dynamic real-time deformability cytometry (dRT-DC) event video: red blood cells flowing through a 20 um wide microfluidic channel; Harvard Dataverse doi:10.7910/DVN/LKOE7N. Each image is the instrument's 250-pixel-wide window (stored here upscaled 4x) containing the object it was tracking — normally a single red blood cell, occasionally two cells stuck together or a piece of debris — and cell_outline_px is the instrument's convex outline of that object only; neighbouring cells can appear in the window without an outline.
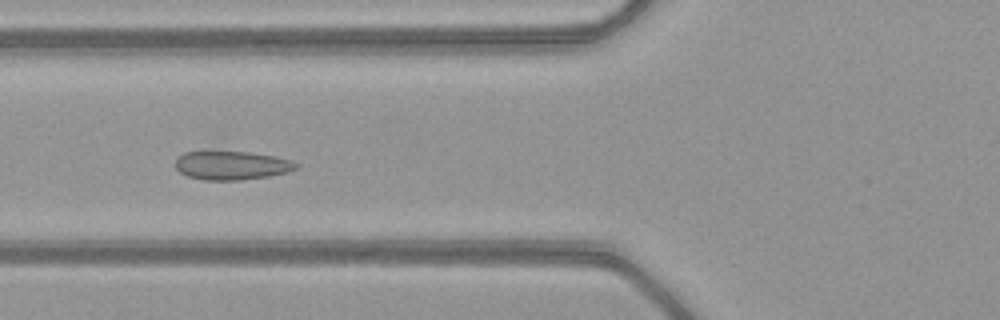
{"species": "common noctule bat (a hibernating species)", "species_latin": "Nyctalus noctula", "temperature_condition": "warm", "stored_images_in_passage": 51, "camera_frame_rate_fps": 3000, "um_per_image_px": 0.085, "animal": {"sex": "female", "body_mass_g": 21.9}, "frame": {"image": 1, "passage_image": 20, "time_ms": 6.333, "image_size_px": [1000, 320], "cell_outline_px": [[300, 168], [288, 172], [268, 176], [240, 180], [204, 180], [188, 176], [180, 172], [176, 168], [176, 160], [184, 152], [208, 148], [248, 152], [272, 156], [292, 160], [300, 164]], "centroid_in_image_um": [19.67, 14.01], "position_along_channel_um": 106.1, "area_um2": 20.98}}
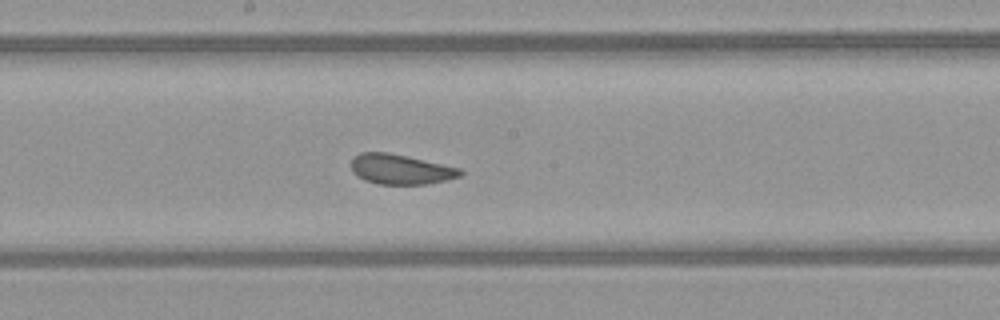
{"frame": {"image": 2, "passage_image": 28, "time_ms": 9.0, "image_size_px": [1000, 320], "cell_outline_px": [[464, 172], [460, 176], [428, 184], [376, 184], [364, 180], [352, 172], [352, 156], [360, 152], [388, 152], [460, 168]], "centroid_in_image_um": [34.01, 14.39], "position_along_channel_um": 214.2, "area_um2": 19.02}}
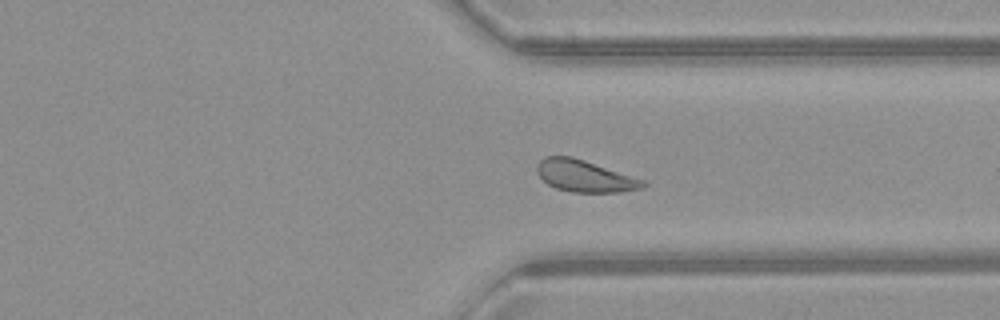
{"frame": {"image": 3, "passage_image": 39, "time_ms": 12.667, "image_size_px": [1000, 320], "cell_outline_px": [[648, 184], [644, 188], [620, 192], [572, 192], [556, 188], [548, 184], [536, 172], [536, 164], [544, 156], [572, 156], [648, 180]], "centroid_in_image_um": [49.76, 14.96], "position_along_channel_um": 361.6, "area_um2": 20.0}}